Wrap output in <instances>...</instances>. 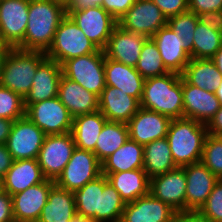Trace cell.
<instances>
[{
  "mask_svg": "<svg viewBox=\"0 0 222 222\" xmlns=\"http://www.w3.org/2000/svg\"><path fill=\"white\" fill-rule=\"evenodd\" d=\"M140 107L171 119L184 118L182 75L169 72L145 79Z\"/></svg>",
  "mask_w": 222,
  "mask_h": 222,
  "instance_id": "cell-2",
  "label": "cell"
},
{
  "mask_svg": "<svg viewBox=\"0 0 222 222\" xmlns=\"http://www.w3.org/2000/svg\"><path fill=\"white\" fill-rule=\"evenodd\" d=\"M54 184V180L45 179L42 183L12 195L15 222H37Z\"/></svg>",
  "mask_w": 222,
  "mask_h": 222,
  "instance_id": "cell-17",
  "label": "cell"
},
{
  "mask_svg": "<svg viewBox=\"0 0 222 222\" xmlns=\"http://www.w3.org/2000/svg\"><path fill=\"white\" fill-rule=\"evenodd\" d=\"M106 121L107 118L99 110L74 117L71 134L76 147L94 152Z\"/></svg>",
  "mask_w": 222,
  "mask_h": 222,
  "instance_id": "cell-28",
  "label": "cell"
},
{
  "mask_svg": "<svg viewBox=\"0 0 222 222\" xmlns=\"http://www.w3.org/2000/svg\"><path fill=\"white\" fill-rule=\"evenodd\" d=\"M168 19L188 11V0H152Z\"/></svg>",
  "mask_w": 222,
  "mask_h": 222,
  "instance_id": "cell-42",
  "label": "cell"
},
{
  "mask_svg": "<svg viewBox=\"0 0 222 222\" xmlns=\"http://www.w3.org/2000/svg\"><path fill=\"white\" fill-rule=\"evenodd\" d=\"M213 136L222 144V132L214 133Z\"/></svg>",
  "mask_w": 222,
  "mask_h": 222,
  "instance_id": "cell-56",
  "label": "cell"
},
{
  "mask_svg": "<svg viewBox=\"0 0 222 222\" xmlns=\"http://www.w3.org/2000/svg\"><path fill=\"white\" fill-rule=\"evenodd\" d=\"M45 179L37 159H23L13 161L1 181L3 191L12 196L42 183Z\"/></svg>",
  "mask_w": 222,
  "mask_h": 222,
  "instance_id": "cell-25",
  "label": "cell"
},
{
  "mask_svg": "<svg viewBox=\"0 0 222 222\" xmlns=\"http://www.w3.org/2000/svg\"><path fill=\"white\" fill-rule=\"evenodd\" d=\"M201 162L222 179V144L213 135L208 134L205 138Z\"/></svg>",
  "mask_w": 222,
  "mask_h": 222,
  "instance_id": "cell-40",
  "label": "cell"
},
{
  "mask_svg": "<svg viewBox=\"0 0 222 222\" xmlns=\"http://www.w3.org/2000/svg\"><path fill=\"white\" fill-rule=\"evenodd\" d=\"M59 2H62L63 4H65L67 6V4L71 1V0H56Z\"/></svg>",
  "mask_w": 222,
  "mask_h": 222,
  "instance_id": "cell-57",
  "label": "cell"
},
{
  "mask_svg": "<svg viewBox=\"0 0 222 222\" xmlns=\"http://www.w3.org/2000/svg\"><path fill=\"white\" fill-rule=\"evenodd\" d=\"M151 39L161 55L163 65L171 73L182 75L191 60L190 51L168 25L160 28Z\"/></svg>",
  "mask_w": 222,
  "mask_h": 222,
  "instance_id": "cell-16",
  "label": "cell"
},
{
  "mask_svg": "<svg viewBox=\"0 0 222 222\" xmlns=\"http://www.w3.org/2000/svg\"><path fill=\"white\" fill-rule=\"evenodd\" d=\"M199 211L213 222H222V179L215 183L213 190Z\"/></svg>",
  "mask_w": 222,
  "mask_h": 222,
  "instance_id": "cell-41",
  "label": "cell"
},
{
  "mask_svg": "<svg viewBox=\"0 0 222 222\" xmlns=\"http://www.w3.org/2000/svg\"><path fill=\"white\" fill-rule=\"evenodd\" d=\"M3 192L2 181L0 180V194Z\"/></svg>",
  "mask_w": 222,
  "mask_h": 222,
  "instance_id": "cell-59",
  "label": "cell"
},
{
  "mask_svg": "<svg viewBox=\"0 0 222 222\" xmlns=\"http://www.w3.org/2000/svg\"><path fill=\"white\" fill-rule=\"evenodd\" d=\"M6 45L2 42L1 37H0V50H2Z\"/></svg>",
  "mask_w": 222,
  "mask_h": 222,
  "instance_id": "cell-58",
  "label": "cell"
},
{
  "mask_svg": "<svg viewBox=\"0 0 222 222\" xmlns=\"http://www.w3.org/2000/svg\"><path fill=\"white\" fill-rule=\"evenodd\" d=\"M125 205L119 192L108 181L100 191L99 212H95V221L120 222Z\"/></svg>",
  "mask_w": 222,
  "mask_h": 222,
  "instance_id": "cell-36",
  "label": "cell"
},
{
  "mask_svg": "<svg viewBox=\"0 0 222 222\" xmlns=\"http://www.w3.org/2000/svg\"><path fill=\"white\" fill-rule=\"evenodd\" d=\"M222 46V31L197 22L193 35V58L211 59Z\"/></svg>",
  "mask_w": 222,
  "mask_h": 222,
  "instance_id": "cell-35",
  "label": "cell"
},
{
  "mask_svg": "<svg viewBox=\"0 0 222 222\" xmlns=\"http://www.w3.org/2000/svg\"><path fill=\"white\" fill-rule=\"evenodd\" d=\"M197 22V15L189 10L167 19V25L181 37L185 47L190 51L191 58H193V35Z\"/></svg>",
  "mask_w": 222,
  "mask_h": 222,
  "instance_id": "cell-38",
  "label": "cell"
},
{
  "mask_svg": "<svg viewBox=\"0 0 222 222\" xmlns=\"http://www.w3.org/2000/svg\"><path fill=\"white\" fill-rule=\"evenodd\" d=\"M104 66V51L98 49L95 53L66 60L61 68L63 76L99 97L106 86Z\"/></svg>",
  "mask_w": 222,
  "mask_h": 222,
  "instance_id": "cell-6",
  "label": "cell"
},
{
  "mask_svg": "<svg viewBox=\"0 0 222 222\" xmlns=\"http://www.w3.org/2000/svg\"><path fill=\"white\" fill-rule=\"evenodd\" d=\"M10 48L11 47L6 45L2 50H0V77H1V72H2L3 66H4L5 58L7 56V53L9 52Z\"/></svg>",
  "mask_w": 222,
  "mask_h": 222,
  "instance_id": "cell-53",
  "label": "cell"
},
{
  "mask_svg": "<svg viewBox=\"0 0 222 222\" xmlns=\"http://www.w3.org/2000/svg\"><path fill=\"white\" fill-rule=\"evenodd\" d=\"M46 134L26 116L13 122L6 147L13 160L37 159Z\"/></svg>",
  "mask_w": 222,
  "mask_h": 222,
  "instance_id": "cell-11",
  "label": "cell"
},
{
  "mask_svg": "<svg viewBox=\"0 0 222 222\" xmlns=\"http://www.w3.org/2000/svg\"><path fill=\"white\" fill-rule=\"evenodd\" d=\"M75 148L71 132L46 135L37 158L43 176L55 181L69 162Z\"/></svg>",
  "mask_w": 222,
  "mask_h": 222,
  "instance_id": "cell-9",
  "label": "cell"
},
{
  "mask_svg": "<svg viewBox=\"0 0 222 222\" xmlns=\"http://www.w3.org/2000/svg\"><path fill=\"white\" fill-rule=\"evenodd\" d=\"M183 169L187 180L186 210H200L219 179L201 161Z\"/></svg>",
  "mask_w": 222,
  "mask_h": 222,
  "instance_id": "cell-21",
  "label": "cell"
},
{
  "mask_svg": "<svg viewBox=\"0 0 222 222\" xmlns=\"http://www.w3.org/2000/svg\"><path fill=\"white\" fill-rule=\"evenodd\" d=\"M25 116L46 135L69 133L73 125V117L58 96L25 105Z\"/></svg>",
  "mask_w": 222,
  "mask_h": 222,
  "instance_id": "cell-7",
  "label": "cell"
},
{
  "mask_svg": "<svg viewBox=\"0 0 222 222\" xmlns=\"http://www.w3.org/2000/svg\"><path fill=\"white\" fill-rule=\"evenodd\" d=\"M188 9L196 15L209 11H222V0H188Z\"/></svg>",
  "mask_w": 222,
  "mask_h": 222,
  "instance_id": "cell-44",
  "label": "cell"
},
{
  "mask_svg": "<svg viewBox=\"0 0 222 222\" xmlns=\"http://www.w3.org/2000/svg\"><path fill=\"white\" fill-rule=\"evenodd\" d=\"M186 185L183 167H176L151 178L149 192L178 213L186 210Z\"/></svg>",
  "mask_w": 222,
  "mask_h": 222,
  "instance_id": "cell-14",
  "label": "cell"
},
{
  "mask_svg": "<svg viewBox=\"0 0 222 222\" xmlns=\"http://www.w3.org/2000/svg\"><path fill=\"white\" fill-rule=\"evenodd\" d=\"M148 37L116 26L103 49L105 57L136 67L144 42Z\"/></svg>",
  "mask_w": 222,
  "mask_h": 222,
  "instance_id": "cell-20",
  "label": "cell"
},
{
  "mask_svg": "<svg viewBox=\"0 0 222 222\" xmlns=\"http://www.w3.org/2000/svg\"><path fill=\"white\" fill-rule=\"evenodd\" d=\"M175 222H213L199 210H185L176 214Z\"/></svg>",
  "mask_w": 222,
  "mask_h": 222,
  "instance_id": "cell-47",
  "label": "cell"
},
{
  "mask_svg": "<svg viewBox=\"0 0 222 222\" xmlns=\"http://www.w3.org/2000/svg\"><path fill=\"white\" fill-rule=\"evenodd\" d=\"M211 60L214 62L215 66L219 70V72L222 75V46L220 49L214 54V56L211 58Z\"/></svg>",
  "mask_w": 222,
  "mask_h": 222,
  "instance_id": "cell-52",
  "label": "cell"
},
{
  "mask_svg": "<svg viewBox=\"0 0 222 222\" xmlns=\"http://www.w3.org/2000/svg\"><path fill=\"white\" fill-rule=\"evenodd\" d=\"M198 21L211 29L222 31V11H209L197 14Z\"/></svg>",
  "mask_w": 222,
  "mask_h": 222,
  "instance_id": "cell-45",
  "label": "cell"
},
{
  "mask_svg": "<svg viewBox=\"0 0 222 222\" xmlns=\"http://www.w3.org/2000/svg\"><path fill=\"white\" fill-rule=\"evenodd\" d=\"M67 15L66 5L56 0H29L28 22L22 50L42 51L51 47L61 20Z\"/></svg>",
  "mask_w": 222,
  "mask_h": 222,
  "instance_id": "cell-1",
  "label": "cell"
},
{
  "mask_svg": "<svg viewBox=\"0 0 222 222\" xmlns=\"http://www.w3.org/2000/svg\"><path fill=\"white\" fill-rule=\"evenodd\" d=\"M144 146L129 139L102 162V174L118 173L143 168Z\"/></svg>",
  "mask_w": 222,
  "mask_h": 222,
  "instance_id": "cell-30",
  "label": "cell"
},
{
  "mask_svg": "<svg viewBox=\"0 0 222 222\" xmlns=\"http://www.w3.org/2000/svg\"><path fill=\"white\" fill-rule=\"evenodd\" d=\"M140 109V101L113 86H105L99 96V111L107 121L127 123Z\"/></svg>",
  "mask_w": 222,
  "mask_h": 222,
  "instance_id": "cell-22",
  "label": "cell"
},
{
  "mask_svg": "<svg viewBox=\"0 0 222 222\" xmlns=\"http://www.w3.org/2000/svg\"><path fill=\"white\" fill-rule=\"evenodd\" d=\"M215 95L217 97V99L220 102V105H222V77L220 79V84L218 86V88L215 90Z\"/></svg>",
  "mask_w": 222,
  "mask_h": 222,
  "instance_id": "cell-55",
  "label": "cell"
},
{
  "mask_svg": "<svg viewBox=\"0 0 222 222\" xmlns=\"http://www.w3.org/2000/svg\"><path fill=\"white\" fill-rule=\"evenodd\" d=\"M98 49L75 22L66 15L61 20L53 43L45 54L48 59L62 65L66 60L95 53Z\"/></svg>",
  "mask_w": 222,
  "mask_h": 222,
  "instance_id": "cell-5",
  "label": "cell"
},
{
  "mask_svg": "<svg viewBox=\"0 0 222 222\" xmlns=\"http://www.w3.org/2000/svg\"><path fill=\"white\" fill-rule=\"evenodd\" d=\"M182 77L193 86L215 93L222 75L211 59L191 58Z\"/></svg>",
  "mask_w": 222,
  "mask_h": 222,
  "instance_id": "cell-32",
  "label": "cell"
},
{
  "mask_svg": "<svg viewBox=\"0 0 222 222\" xmlns=\"http://www.w3.org/2000/svg\"><path fill=\"white\" fill-rule=\"evenodd\" d=\"M176 167L166 137L144 146L143 169L149 179L165 174Z\"/></svg>",
  "mask_w": 222,
  "mask_h": 222,
  "instance_id": "cell-31",
  "label": "cell"
},
{
  "mask_svg": "<svg viewBox=\"0 0 222 222\" xmlns=\"http://www.w3.org/2000/svg\"><path fill=\"white\" fill-rule=\"evenodd\" d=\"M105 83L141 101L145 79L135 67L105 57Z\"/></svg>",
  "mask_w": 222,
  "mask_h": 222,
  "instance_id": "cell-26",
  "label": "cell"
},
{
  "mask_svg": "<svg viewBox=\"0 0 222 222\" xmlns=\"http://www.w3.org/2000/svg\"><path fill=\"white\" fill-rule=\"evenodd\" d=\"M207 131L209 135H213L217 132H222V105L219 110L210 120V122L206 125Z\"/></svg>",
  "mask_w": 222,
  "mask_h": 222,
  "instance_id": "cell-50",
  "label": "cell"
},
{
  "mask_svg": "<svg viewBox=\"0 0 222 222\" xmlns=\"http://www.w3.org/2000/svg\"><path fill=\"white\" fill-rule=\"evenodd\" d=\"M62 68L59 63L46 58L37 68L24 105H31L58 96Z\"/></svg>",
  "mask_w": 222,
  "mask_h": 222,
  "instance_id": "cell-23",
  "label": "cell"
},
{
  "mask_svg": "<svg viewBox=\"0 0 222 222\" xmlns=\"http://www.w3.org/2000/svg\"><path fill=\"white\" fill-rule=\"evenodd\" d=\"M67 15L99 49L103 50L118 21L102 6L67 10Z\"/></svg>",
  "mask_w": 222,
  "mask_h": 222,
  "instance_id": "cell-10",
  "label": "cell"
},
{
  "mask_svg": "<svg viewBox=\"0 0 222 222\" xmlns=\"http://www.w3.org/2000/svg\"><path fill=\"white\" fill-rule=\"evenodd\" d=\"M129 140L127 123L106 121L93 152L102 163Z\"/></svg>",
  "mask_w": 222,
  "mask_h": 222,
  "instance_id": "cell-33",
  "label": "cell"
},
{
  "mask_svg": "<svg viewBox=\"0 0 222 222\" xmlns=\"http://www.w3.org/2000/svg\"><path fill=\"white\" fill-rule=\"evenodd\" d=\"M12 155L5 144H0V180H2L6 172L11 168L13 163Z\"/></svg>",
  "mask_w": 222,
  "mask_h": 222,
  "instance_id": "cell-48",
  "label": "cell"
},
{
  "mask_svg": "<svg viewBox=\"0 0 222 222\" xmlns=\"http://www.w3.org/2000/svg\"><path fill=\"white\" fill-rule=\"evenodd\" d=\"M46 58L42 51L10 48L1 72L0 85L25 98L31 89L38 66Z\"/></svg>",
  "mask_w": 222,
  "mask_h": 222,
  "instance_id": "cell-4",
  "label": "cell"
},
{
  "mask_svg": "<svg viewBox=\"0 0 222 222\" xmlns=\"http://www.w3.org/2000/svg\"><path fill=\"white\" fill-rule=\"evenodd\" d=\"M25 116L24 98L0 85V118L13 121Z\"/></svg>",
  "mask_w": 222,
  "mask_h": 222,
  "instance_id": "cell-39",
  "label": "cell"
},
{
  "mask_svg": "<svg viewBox=\"0 0 222 222\" xmlns=\"http://www.w3.org/2000/svg\"><path fill=\"white\" fill-rule=\"evenodd\" d=\"M76 214L74 193L54 184L37 222H68Z\"/></svg>",
  "mask_w": 222,
  "mask_h": 222,
  "instance_id": "cell-27",
  "label": "cell"
},
{
  "mask_svg": "<svg viewBox=\"0 0 222 222\" xmlns=\"http://www.w3.org/2000/svg\"><path fill=\"white\" fill-rule=\"evenodd\" d=\"M29 0H0V37L2 42L17 48L25 37Z\"/></svg>",
  "mask_w": 222,
  "mask_h": 222,
  "instance_id": "cell-13",
  "label": "cell"
},
{
  "mask_svg": "<svg viewBox=\"0 0 222 222\" xmlns=\"http://www.w3.org/2000/svg\"><path fill=\"white\" fill-rule=\"evenodd\" d=\"M0 222H15L12 196L4 191L0 194Z\"/></svg>",
  "mask_w": 222,
  "mask_h": 222,
  "instance_id": "cell-46",
  "label": "cell"
},
{
  "mask_svg": "<svg viewBox=\"0 0 222 222\" xmlns=\"http://www.w3.org/2000/svg\"><path fill=\"white\" fill-rule=\"evenodd\" d=\"M207 127L189 118L172 119L166 138L174 163L183 167L201 161Z\"/></svg>",
  "mask_w": 222,
  "mask_h": 222,
  "instance_id": "cell-3",
  "label": "cell"
},
{
  "mask_svg": "<svg viewBox=\"0 0 222 222\" xmlns=\"http://www.w3.org/2000/svg\"><path fill=\"white\" fill-rule=\"evenodd\" d=\"M58 98L73 118L99 110V97L97 95L63 75L59 81Z\"/></svg>",
  "mask_w": 222,
  "mask_h": 222,
  "instance_id": "cell-24",
  "label": "cell"
},
{
  "mask_svg": "<svg viewBox=\"0 0 222 222\" xmlns=\"http://www.w3.org/2000/svg\"><path fill=\"white\" fill-rule=\"evenodd\" d=\"M136 1L137 0H103L101 6L118 21Z\"/></svg>",
  "mask_w": 222,
  "mask_h": 222,
  "instance_id": "cell-43",
  "label": "cell"
},
{
  "mask_svg": "<svg viewBox=\"0 0 222 222\" xmlns=\"http://www.w3.org/2000/svg\"><path fill=\"white\" fill-rule=\"evenodd\" d=\"M103 0H71L66 8L67 10H83L93 6H101Z\"/></svg>",
  "mask_w": 222,
  "mask_h": 222,
  "instance_id": "cell-49",
  "label": "cell"
},
{
  "mask_svg": "<svg viewBox=\"0 0 222 222\" xmlns=\"http://www.w3.org/2000/svg\"><path fill=\"white\" fill-rule=\"evenodd\" d=\"M167 25V18L152 0H137L118 20L122 29L151 38Z\"/></svg>",
  "mask_w": 222,
  "mask_h": 222,
  "instance_id": "cell-12",
  "label": "cell"
},
{
  "mask_svg": "<svg viewBox=\"0 0 222 222\" xmlns=\"http://www.w3.org/2000/svg\"><path fill=\"white\" fill-rule=\"evenodd\" d=\"M13 122L11 119L0 118V144H6Z\"/></svg>",
  "mask_w": 222,
  "mask_h": 222,
  "instance_id": "cell-51",
  "label": "cell"
},
{
  "mask_svg": "<svg viewBox=\"0 0 222 222\" xmlns=\"http://www.w3.org/2000/svg\"><path fill=\"white\" fill-rule=\"evenodd\" d=\"M171 120L166 115L140 107L127 122L129 139L145 146L154 140L165 138Z\"/></svg>",
  "mask_w": 222,
  "mask_h": 222,
  "instance_id": "cell-15",
  "label": "cell"
},
{
  "mask_svg": "<svg viewBox=\"0 0 222 222\" xmlns=\"http://www.w3.org/2000/svg\"><path fill=\"white\" fill-rule=\"evenodd\" d=\"M135 68L144 79L169 73L163 65L161 55L155 42L151 38H148L144 42Z\"/></svg>",
  "mask_w": 222,
  "mask_h": 222,
  "instance_id": "cell-37",
  "label": "cell"
},
{
  "mask_svg": "<svg viewBox=\"0 0 222 222\" xmlns=\"http://www.w3.org/2000/svg\"><path fill=\"white\" fill-rule=\"evenodd\" d=\"M71 222H97V221H94L93 219L91 218H86L84 216H80V215H75L72 219H71Z\"/></svg>",
  "mask_w": 222,
  "mask_h": 222,
  "instance_id": "cell-54",
  "label": "cell"
},
{
  "mask_svg": "<svg viewBox=\"0 0 222 222\" xmlns=\"http://www.w3.org/2000/svg\"><path fill=\"white\" fill-rule=\"evenodd\" d=\"M184 118L207 125L220 108L215 93L189 84L182 77Z\"/></svg>",
  "mask_w": 222,
  "mask_h": 222,
  "instance_id": "cell-19",
  "label": "cell"
},
{
  "mask_svg": "<svg viewBox=\"0 0 222 222\" xmlns=\"http://www.w3.org/2000/svg\"><path fill=\"white\" fill-rule=\"evenodd\" d=\"M100 175L102 163L97 156L91 151L76 147L69 162L54 182L57 186L74 192Z\"/></svg>",
  "mask_w": 222,
  "mask_h": 222,
  "instance_id": "cell-8",
  "label": "cell"
},
{
  "mask_svg": "<svg viewBox=\"0 0 222 222\" xmlns=\"http://www.w3.org/2000/svg\"><path fill=\"white\" fill-rule=\"evenodd\" d=\"M107 182V176L102 174L73 192L77 215L91 218L95 221V212H99L100 191H103Z\"/></svg>",
  "mask_w": 222,
  "mask_h": 222,
  "instance_id": "cell-34",
  "label": "cell"
},
{
  "mask_svg": "<svg viewBox=\"0 0 222 222\" xmlns=\"http://www.w3.org/2000/svg\"><path fill=\"white\" fill-rule=\"evenodd\" d=\"M177 212L150 192L128 202L120 222H175Z\"/></svg>",
  "mask_w": 222,
  "mask_h": 222,
  "instance_id": "cell-18",
  "label": "cell"
},
{
  "mask_svg": "<svg viewBox=\"0 0 222 222\" xmlns=\"http://www.w3.org/2000/svg\"><path fill=\"white\" fill-rule=\"evenodd\" d=\"M107 178L125 203L149 193L150 179L143 168L110 173Z\"/></svg>",
  "mask_w": 222,
  "mask_h": 222,
  "instance_id": "cell-29",
  "label": "cell"
}]
</instances>
